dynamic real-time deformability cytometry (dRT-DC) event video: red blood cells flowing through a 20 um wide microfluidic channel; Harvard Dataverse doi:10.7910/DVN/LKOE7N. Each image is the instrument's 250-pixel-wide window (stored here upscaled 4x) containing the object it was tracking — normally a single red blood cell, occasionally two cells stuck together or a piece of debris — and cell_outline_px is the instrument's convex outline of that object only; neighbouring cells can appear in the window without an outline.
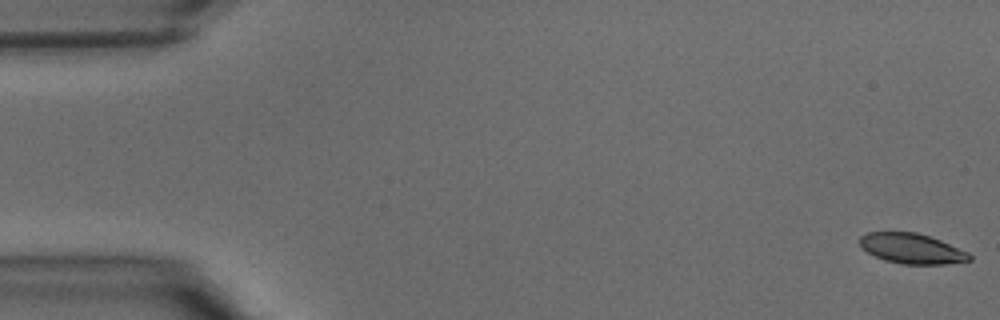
{"species": "common noctule bat (a hibernating species)", "species_latin": "Nyctalus noctula", "temperature_condition": "warm", "stored_images_in_passage": 8, "camera_frame_rate_fps": 3000, "um_per_image_px": 0.085, "animal": {"sex": "male", "body_mass_g": 15.6}, "frame": {"image": 1, "passage_image": 1, "time_ms": 0.0, "image_size_px": [1000, 320], "cell_outline_px": [[972, 260], [944, 264], [904, 264], [884, 260], [860, 248], [860, 236], [868, 232], [916, 232], [940, 240], [968, 252], [972, 256]], "centroid_in_image_um": [77.49, 21.13], "position_along_channel_um": 7.5, "area_um2": 19.19}}